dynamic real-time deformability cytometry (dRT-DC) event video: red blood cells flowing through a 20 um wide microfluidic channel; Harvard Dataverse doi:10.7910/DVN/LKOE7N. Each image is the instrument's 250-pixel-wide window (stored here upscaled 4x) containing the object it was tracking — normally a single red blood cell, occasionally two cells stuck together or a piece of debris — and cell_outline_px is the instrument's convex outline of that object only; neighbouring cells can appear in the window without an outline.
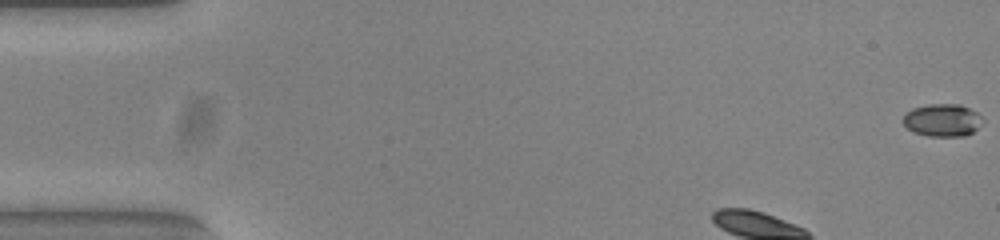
{"species": "common noctule bat (a hibernating species)", "species_latin": "Nyctalus noctula", "temperature_condition": "warm", "stored_images_in_passage": 50, "camera_frame_rate_fps": 3000, "um_per_image_px": 0.085, "animal": {"sex": "female", "body_mass_g": 23.0, "forearm_length_mm": 53.4}, "frame": {"image": 1, "passage_image": 1, "time_ms": 0.0, "image_size_px": [1000, 240], "cell_outline_px": [[984, 124], [972, 132], [964, 136], [928, 136], [912, 132], [904, 124], [904, 116], [912, 108], [928, 104], [960, 104], [976, 112], [984, 120]], "centroid_in_image_um": [80.14, 10.22], "position_along_channel_um": 4.9, "area_um2": 15.14}}
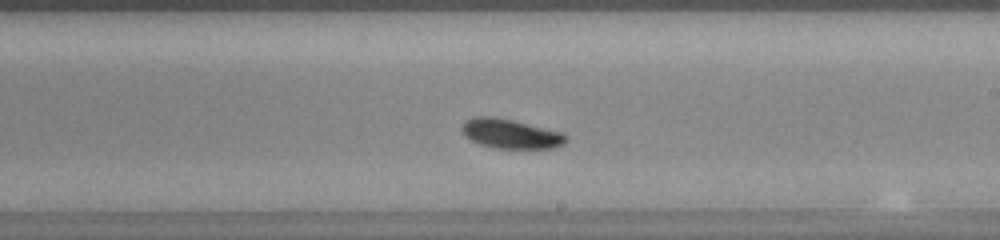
{"frame": {"image": 2, "passage_image": 26, "time_ms": 8.333, "image_size_px": [1000, 240], "cell_outline_px": [[568, 140], [564, 144], [556, 148], [496, 148], [480, 144], [472, 140], [460, 128], [468, 120], [476, 116], [492, 116], [512, 120], [564, 132], [568, 136]], "centroid_in_image_um": [43.49, 11.37], "position_along_channel_um": 245.5, "area_um2": 17.74}}
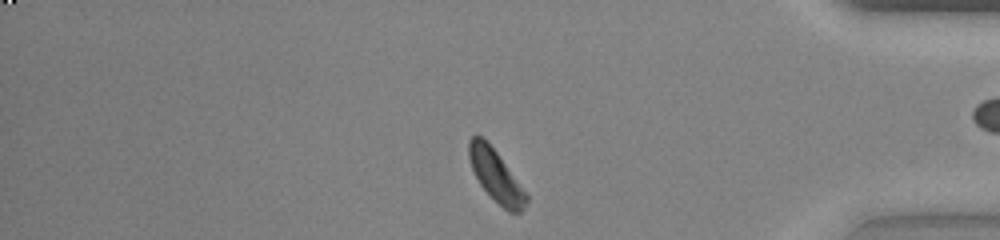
{"frame": {"image": 3, "passage_image": 40, "time_ms": 13.0, "image_size_px": [1000, 240], "cell_outline_px": [[528, 204], [520, 212], [508, 212], [480, 184], [472, 168], [468, 156], [468, 140], [476, 132], [496, 152], [528, 196]], "centroid_in_image_um": [42.13, 14.93], "position_along_channel_um": 393.1, "area_um2": 16.7}, "authors_computed_cell_mechanics": {"area_um2": 17.3978, "velocity_mm_per_s": 3.7763, "shape_relaxation_time_tau1_ms": 2.9016, "shape_relaxation_time_tau2_ms": null, "deformation_change_tau1": 0.1334, "deformation_change_tau2": null}}